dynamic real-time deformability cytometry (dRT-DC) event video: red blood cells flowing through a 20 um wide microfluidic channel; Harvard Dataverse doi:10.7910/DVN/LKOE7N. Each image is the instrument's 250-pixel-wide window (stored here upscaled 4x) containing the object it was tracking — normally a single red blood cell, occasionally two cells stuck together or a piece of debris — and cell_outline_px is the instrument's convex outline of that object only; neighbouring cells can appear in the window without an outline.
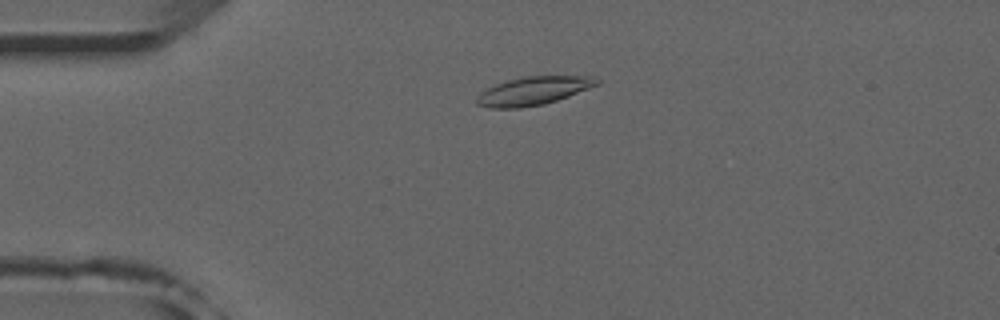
{"species": "common noctule bat (a hibernating species)", "species_latin": "Nyctalus noctula", "temperature_condition": "room temperature", "stored_images_in_passage": 30, "camera_frame_rate_fps": 3000, "um_per_image_px": 0.085, "animal": {"sex": "male", "forearm_length_mm": 52.5}, "frame": {"image": 1, "passage_image": 11, "time_ms": 3.333, "image_size_px": [1000, 320], "cell_outline_px": [[600, 84], [568, 96], [544, 104], [520, 108], [492, 108], [476, 104], [476, 100], [480, 92], [496, 84], [508, 80], [524, 76], [596, 76], [600, 80]], "centroid_in_image_um": [45.36, 7.71], "position_along_channel_um": 39.6, "area_um2": 19.77}}
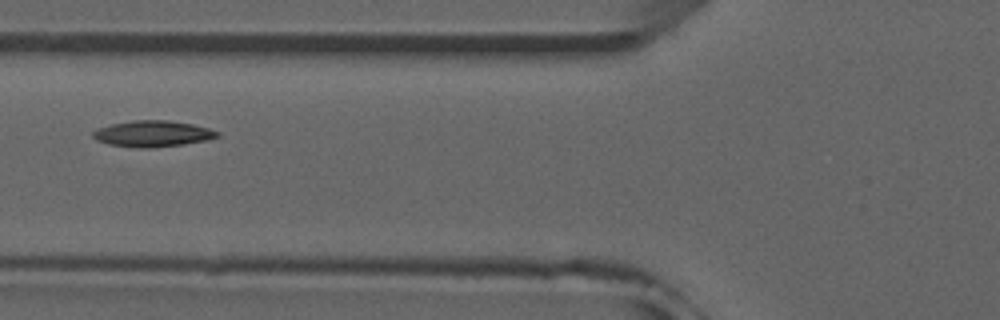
{"frame": {"image": 2, "passage_image": 19, "time_ms": 6.0, "image_size_px": [1000, 320], "cell_outline_px": [[220, 136], [208, 140], [184, 144], [148, 148], [144, 148], [108, 144], [96, 140], [92, 136], [92, 132], [96, 128], [112, 124], [132, 120], [168, 120], [192, 124], [208, 128], [220, 132]], "centroid_in_image_um": [12.98, 11.36], "position_along_channel_um": 112.8, "area_um2": 18.96}}
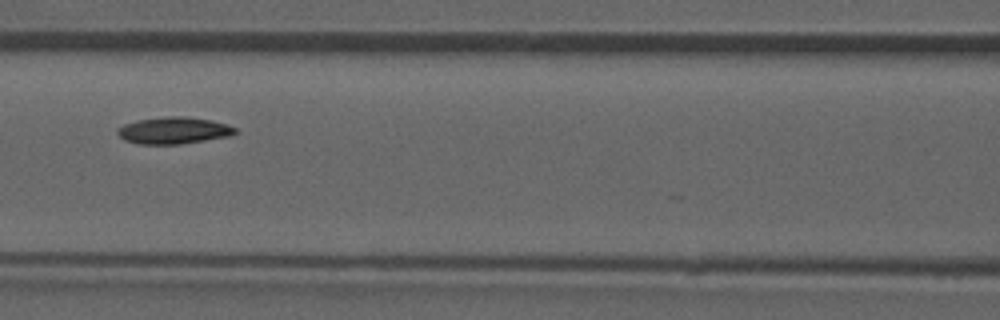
{"frame": {"image": 3, "passage_image": 22, "time_ms": 7.0, "image_size_px": [1000, 320], "cell_outline_px": [[236, 132], [228, 136], [180, 144], [136, 144], [124, 140], [116, 132], [116, 128], [124, 124], [136, 120], [168, 116], [180, 116], [212, 120], [228, 124], [236, 128]], "centroid_in_image_um": [14.72, 11.09], "position_along_channel_um": 151.9, "area_um2": 18.38}}